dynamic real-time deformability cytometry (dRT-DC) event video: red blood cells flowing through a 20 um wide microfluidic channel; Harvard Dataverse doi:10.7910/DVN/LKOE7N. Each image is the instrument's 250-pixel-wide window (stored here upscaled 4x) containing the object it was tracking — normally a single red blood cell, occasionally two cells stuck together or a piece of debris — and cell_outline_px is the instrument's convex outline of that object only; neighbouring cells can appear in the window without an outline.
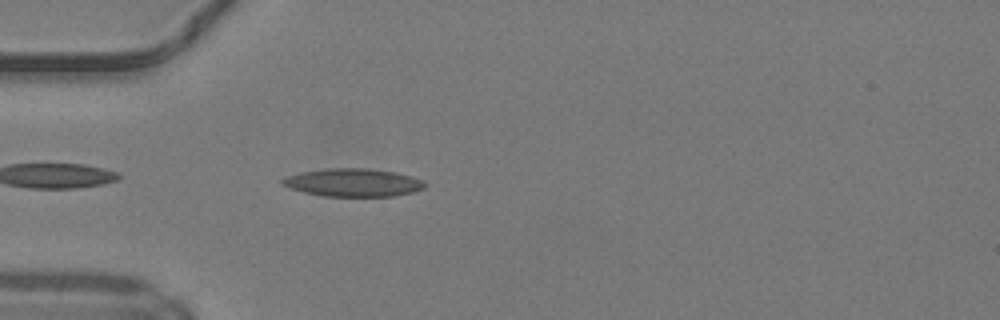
{"species": "common noctule bat (a hibernating species)", "species_latin": "Nyctalus noctula", "temperature_condition": "warm", "stored_images_in_passage": 31, "camera_frame_rate_fps": 3000, "um_per_image_px": 0.085, "animal": {"sex": "male", "body_mass_g": 19.2, "forearm_length_mm": 51.8}, "frame": {"image": 1, "passage_image": 2, "time_ms": 0.333, "image_size_px": [1000, 320], "cell_outline_px": [[428, 184], [424, 188], [412, 192], [396, 196], [324, 196], [304, 192], [280, 184], [280, 180], [288, 176], [304, 172], [328, 168], [368, 168], [392, 172], [412, 176], [424, 180]], "centroid_in_image_um": [30.06, 15.52], "position_along_channel_um": 54.9, "area_um2": 23.12}}
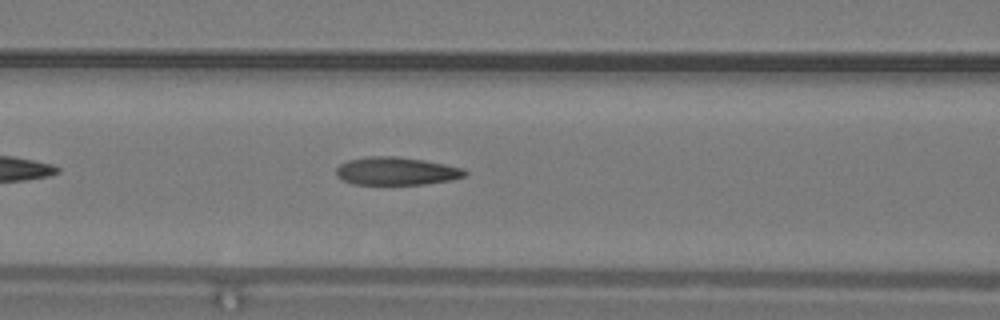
{"frame": {"image": 2, "passage_image": 8, "time_ms": 2.333, "image_size_px": [1000, 320], "cell_outline_px": [[468, 172], [464, 176], [452, 180], [424, 184], [352, 184], [336, 176], [336, 168], [340, 164], [348, 160], [368, 156], [396, 156], [424, 160], [464, 168]], "centroid_in_image_um": [33.68, 14.54], "position_along_channel_um": 132.9, "area_um2": 20.98}}
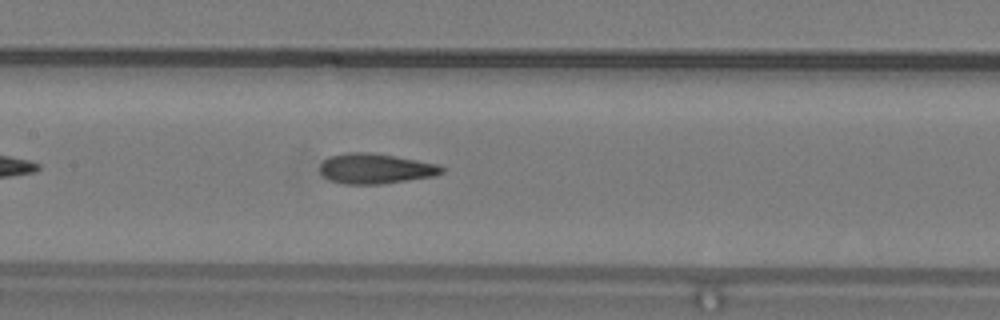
{"frame": {"image": 3, "passage_image": 11, "time_ms": 3.333, "image_size_px": [1000, 320], "cell_outline_px": [[444, 172], [432, 176], [380, 184], [344, 184], [328, 180], [320, 172], [320, 164], [328, 156], [348, 152], [368, 152], [416, 160], [436, 164], [444, 168]], "centroid_in_image_um": [31.85, 14.33], "position_along_channel_um": 175.6, "area_um2": 21.21}, "authors_computed_cell_mechanics": {"area_um2": 21.2126, "velocity_mm_per_s": 4.2622, "shape_relaxation_time_tau1_ms": 10.0898, "shape_relaxation_time_tau2_ms": 1.698, "deformation_change_tau1": 0.2685, "deformation_change_tau2": 0.1155}}